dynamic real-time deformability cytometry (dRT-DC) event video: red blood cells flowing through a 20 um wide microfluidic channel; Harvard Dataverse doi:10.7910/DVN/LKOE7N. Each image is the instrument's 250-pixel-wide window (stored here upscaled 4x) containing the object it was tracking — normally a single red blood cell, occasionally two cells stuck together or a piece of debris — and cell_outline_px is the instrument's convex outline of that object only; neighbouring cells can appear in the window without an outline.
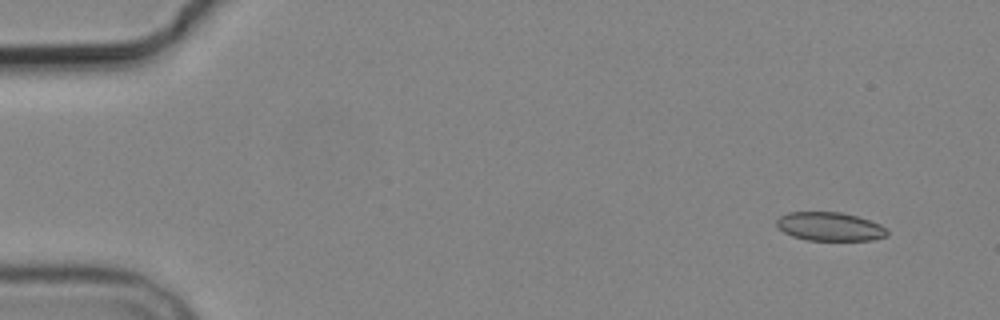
{"species": "common noctule bat (a hibernating species)", "species_latin": "Nyctalus noctula", "temperature_condition": "cold", "stored_images_in_passage": 7, "camera_frame_rate_fps": 3000, "um_per_image_px": 0.085, "animal": {"sex": "male", "body_mass_g": 19.2, "forearm_length_mm": 51.8}, "frame": {"image": 1, "passage_image": 2, "time_ms": 1.0, "image_size_px": [1000, 320], "cell_outline_px": [[888, 236], [872, 240], [808, 240], [792, 236], [784, 232], [776, 224], [776, 220], [780, 216], [788, 212], [840, 212], [856, 216], [880, 224], [888, 228]], "centroid_in_image_um": [70.55, 19.26], "position_along_channel_um": 14.4, "area_um2": 18.44}}
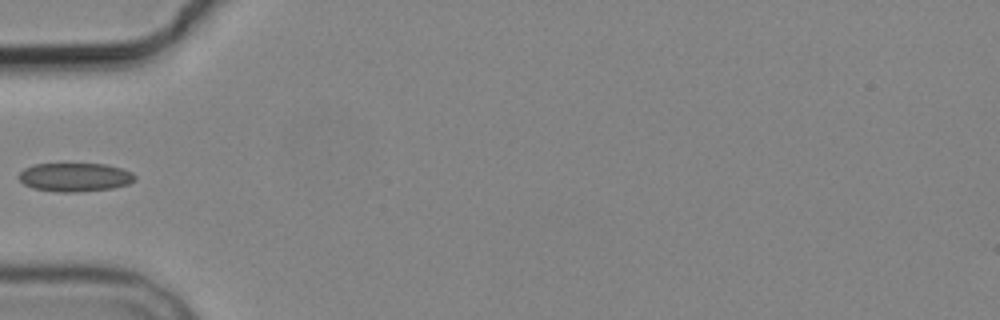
{"frame": {"image": 2, "passage_image": 6, "time_ms": 6.0, "image_size_px": [1000, 320], "cell_outline_px": [[136, 180], [128, 184], [112, 188], [76, 192], [56, 192], [32, 188], [24, 184], [20, 180], [20, 172], [24, 168], [36, 164], [104, 164], [120, 168], [132, 172], [136, 176]], "centroid_in_image_um": [6.38, 15.06], "position_along_channel_um": 78.6, "area_um2": 19.31}}
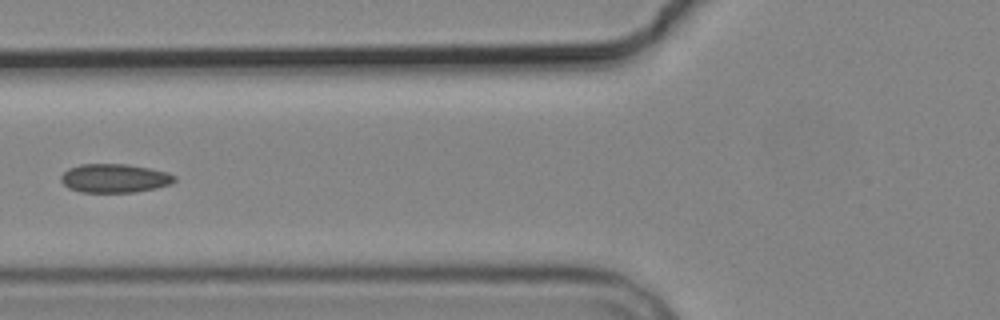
{"frame": {"image": 3, "passage_image": 7, "time_ms": 7.0, "image_size_px": [1000, 320], "cell_outline_px": [[176, 180], [172, 184], [156, 188], [136, 192], [80, 192], [68, 188], [60, 180], [60, 176], [68, 168], [80, 164], [128, 164], [168, 172], [176, 176]], "centroid_in_image_um": [9.74, 15.15], "position_along_channel_um": 116.1, "area_um2": 19.19}}